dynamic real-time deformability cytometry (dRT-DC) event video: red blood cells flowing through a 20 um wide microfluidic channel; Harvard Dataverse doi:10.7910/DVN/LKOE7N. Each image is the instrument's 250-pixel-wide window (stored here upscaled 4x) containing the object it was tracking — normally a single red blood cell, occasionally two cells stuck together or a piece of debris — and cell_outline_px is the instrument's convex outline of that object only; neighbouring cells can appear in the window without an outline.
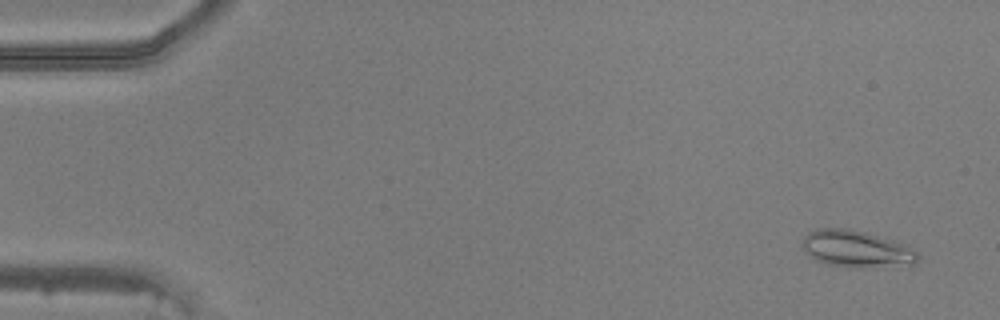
{"species": "common noctule bat (a hibernating species)", "species_latin": "Nyctalus noctula", "temperature_condition": "warm", "stored_images_in_passage": 49, "camera_frame_rate_fps": 3000, "um_per_image_px": 0.085, "animal": {"sex": "male", "body_mass_g": 20.5, "forearm_length_mm": 52.5}, "frame": {"image": 1, "passage_image": 3, "time_ms": 0.667, "image_size_px": [1000, 320], "cell_outline_px": [[920, 256], [916, 264], [852, 268], [848, 268], [828, 264], [816, 260], [804, 248], [804, 236], [808, 232], [816, 228], [848, 228], [900, 240], [912, 248]], "centroid_in_image_um": [72.87, 21.14], "position_along_channel_um": 12.1, "area_um2": 25.03}}
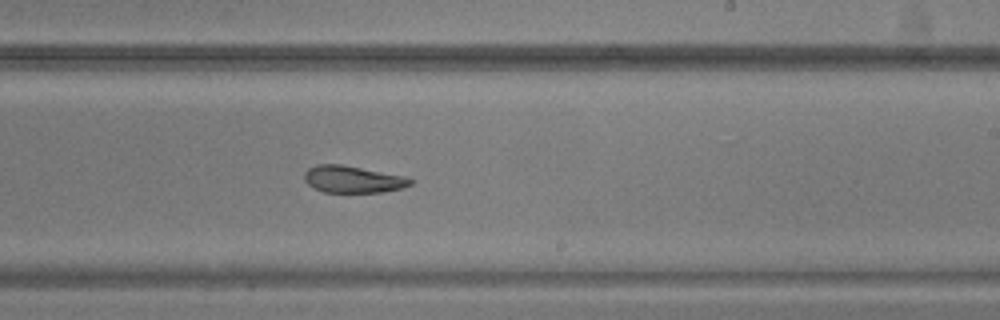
{"frame": {"image": 2, "passage_image": 30, "time_ms": 9.667, "image_size_px": [1000, 320], "cell_outline_px": [[412, 184], [400, 188], [380, 192], [324, 192], [312, 188], [304, 180], [304, 172], [308, 168], [316, 164], [340, 164], [404, 176], [412, 180]], "centroid_in_image_um": [29.92, 15.24], "position_along_channel_um": 259.1, "area_um2": 16.53}}
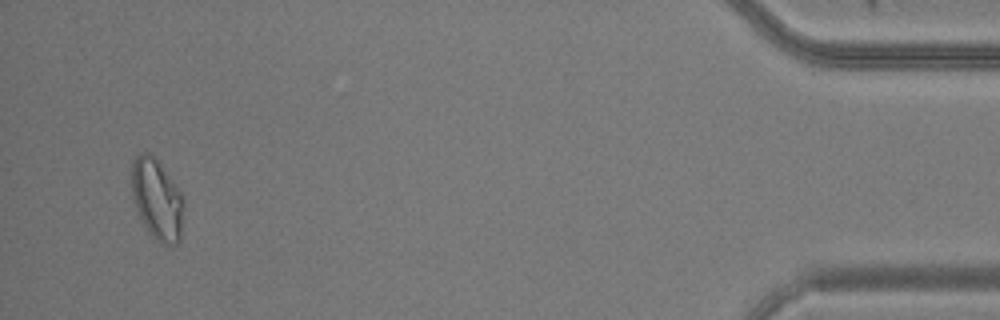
{"frame": {"image": 3, "passage_image": 47, "time_ms": 15.333, "image_size_px": [1000, 320], "cell_outline_px": [[184, 208], [180, 240], [176, 244], [164, 244], [156, 240], [148, 232], [136, 208], [132, 196], [132, 164], [136, 156], [140, 152], [148, 152], [156, 160], [184, 196]], "centroid_in_image_um": [13.36, 16.97], "position_along_channel_um": 421.8, "area_um2": 24.28}}